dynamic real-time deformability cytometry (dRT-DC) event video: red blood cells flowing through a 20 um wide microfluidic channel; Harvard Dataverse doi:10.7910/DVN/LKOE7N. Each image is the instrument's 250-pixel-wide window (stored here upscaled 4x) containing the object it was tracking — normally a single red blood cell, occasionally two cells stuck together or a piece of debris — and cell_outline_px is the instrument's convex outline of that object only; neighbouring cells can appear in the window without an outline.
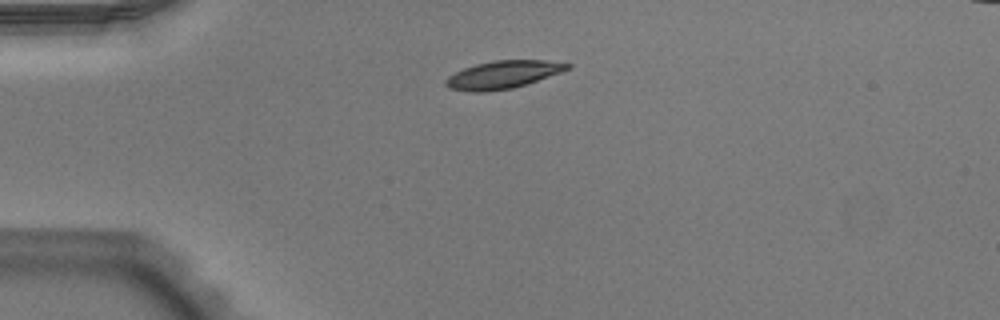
{"species": "Egyptian fruit bat (a non-hibernating species)", "species_latin": "Rousettus aegyptiacus", "temperature_condition": "warm", "stored_images_in_passage": 40, "camera_frame_rate_fps": 3000, "um_per_image_px": 0.085, "animal": {"sex": "male"}, "frame": {"image": 1, "passage_image": 1, "time_ms": 0.0, "image_size_px": [1000, 320], "cell_outline_px": [[572, 68], [512, 88], [484, 92], [476, 92], [448, 88], [444, 84], [444, 80], [448, 76], [464, 68], [476, 64], [496, 60], [544, 60], [572, 64]], "centroid_in_image_um": [42.72, 6.34], "position_along_channel_um": 42.3, "area_um2": 19.42}}
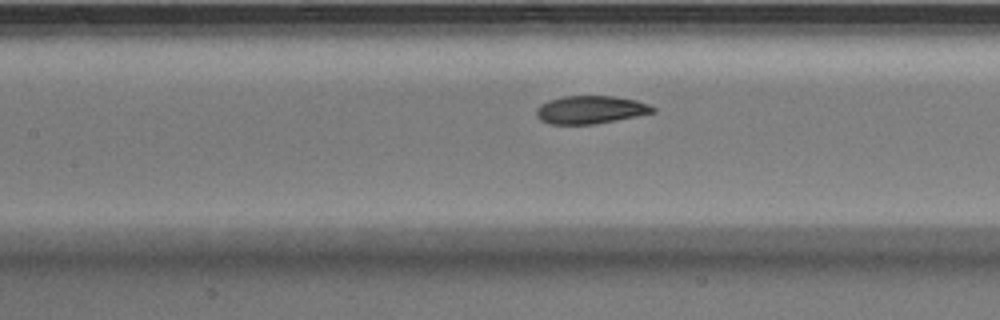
{"frame": {"image": 2, "passage_image": 12, "time_ms": 3.667, "image_size_px": [1000, 320], "cell_outline_px": [[656, 112], [636, 116], [592, 124], [548, 124], [540, 120], [536, 116], [536, 108], [540, 104], [548, 100], [564, 96], [612, 96], [636, 100], [648, 104], [656, 108]], "centroid_in_image_um": [50.16, 9.32], "position_along_channel_um": 157.2, "area_um2": 18.96}}
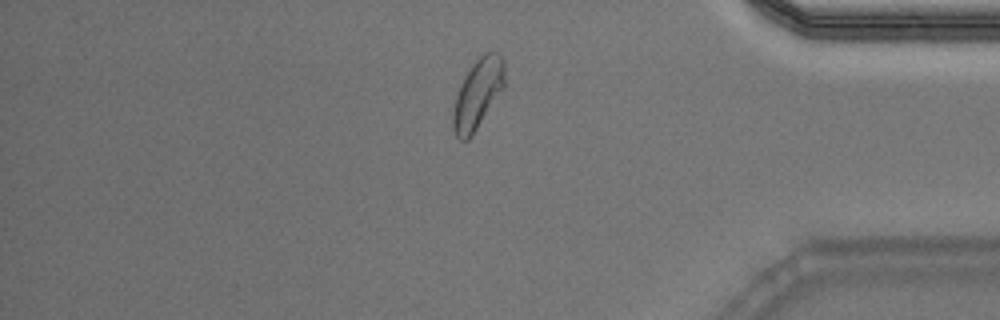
{"frame": {"image": 3, "passage_image": 32, "time_ms": 10.333, "image_size_px": [1000, 320], "cell_outline_px": [[504, 88], [472, 136], [468, 140], [460, 140], [456, 136], [452, 128], [452, 112], [456, 96], [460, 84], [472, 64], [484, 52], [500, 52], [504, 56]], "centroid_in_image_um": [40.61, 7.97], "position_along_channel_um": 394.6, "area_um2": 21.15}, "authors_computed_cell_mechanics": {"area_um2": 19.7098, "velocity_mm_per_s": 3.909, "shape_relaxation_time_tau1_ms": 2.4769, "shape_relaxation_time_tau2_ms": 1.2099, "deformation_change_tau1": 0.1351, "deformation_change_tau2": 0.0476}}